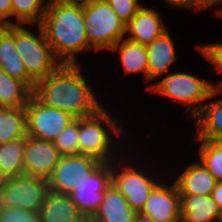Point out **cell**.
Instances as JSON below:
<instances>
[{"mask_svg":"<svg viewBox=\"0 0 222 222\" xmlns=\"http://www.w3.org/2000/svg\"><path fill=\"white\" fill-rule=\"evenodd\" d=\"M82 74L77 64H61L35 82L32 95L45 106L63 110L74 118L93 115L104 106Z\"/></svg>","mask_w":222,"mask_h":222,"instance_id":"obj_1","label":"cell"},{"mask_svg":"<svg viewBox=\"0 0 222 222\" xmlns=\"http://www.w3.org/2000/svg\"><path fill=\"white\" fill-rule=\"evenodd\" d=\"M39 25L62 64H77L79 53L93 49L85 31L83 2L48 0Z\"/></svg>","mask_w":222,"mask_h":222,"instance_id":"obj_2","label":"cell"},{"mask_svg":"<svg viewBox=\"0 0 222 222\" xmlns=\"http://www.w3.org/2000/svg\"><path fill=\"white\" fill-rule=\"evenodd\" d=\"M148 90L180 102L187 113L194 118L201 111L205 101L220 94L222 88L214 87V84L208 80L191 73L175 72L149 85Z\"/></svg>","mask_w":222,"mask_h":222,"instance_id":"obj_3","label":"cell"},{"mask_svg":"<svg viewBox=\"0 0 222 222\" xmlns=\"http://www.w3.org/2000/svg\"><path fill=\"white\" fill-rule=\"evenodd\" d=\"M83 11L86 35L93 50H110L126 37V25L105 0L84 1Z\"/></svg>","mask_w":222,"mask_h":222,"instance_id":"obj_4","label":"cell"},{"mask_svg":"<svg viewBox=\"0 0 222 222\" xmlns=\"http://www.w3.org/2000/svg\"><path fill=\"white\" fill-rule=\"evenodd\" d=\"M23 26L14 25L15 47L27 74L37 82L53 73L62 63L55 57L39 24L36 25L39 32L36 35Z\"/></svg>","mask_w":222,"mask_h":222,"instance_id":"obj_5","label":"cell"},{"mask_svg":"<svg viewBox=\"0 0 222 222\" xmlns=\"http://www.w3.org/2000/svg\"><path fill=\"white\" fill-rule=\"evenodd\" d=\"M117 125L105 107L93 115L79 118V154L93 156L101 162H114L113 158L117 157L110 156L115 142L109 132L118 137L121 131Z\"/></svg>","mask_w":222,"mask_h":222,"instance_id":"obj_6","label":"cell"},{"mask_svg":"<svg viewBox=\"0 0 222 222\" xmlns=\"http://www.w3.org/2000/svg\"><path fill=\"white\" fill-rule=\"evenodd\" d=\"M49 187L47 179L22 174L0 181V206L39 211Z\"/></svg>","mask_w":222,"mask_h":222,"instance_id":"obj_7","label":"cell"},{"mask_svg":"<svg viewBox=\"0 0 222 222\" xmlns=\"http://www.w3.org/2000/svg\"><path fill=\"white\" fill-rule=\"evenodd\" d=\"M26 135L46 141H54L75 118L58 108L45 106L33 95L24 107Z\"/></svg>","mask_w":222,"mask_h":222,"instance_id":"obj_8","label":"cell"},{"mask_svg":"<svg viewBox=\"0 0 222 222\" xmlns=\"http://www.w3.org/2000/svg\"><path fill=\"white\" fill-rule=\"evenodd\" d=\"M118 162L120 164H115ZM118 162H112V184L126 198L129 206L136 212H140L160 180L154 179L146 174L147 172L143 173L132 163L126 165L123 161ZM120 165H123L122 168Z\"/></svg>","mask_w":222,"mask_h":222,"instance_id":"obj_9","label":"cell"},{"mask_svg":"<svg viewBox=\"0 0 222 222\" xmlns=\"http://www.w3.org/2000/svg\"><path fill=\"white\" fill-rule=\"evenodd\" d=\"M102 162L89 155L61 156L52 174L47 178L49 191L69 195Z\"/></svg>","mask_w":222,"mask_h":222,"instance_id":"obj_10","label":"cell"},{"mask_svg":"<svg viewBox=\"0 0 222 222\" xmlns=\"http://www.w3.org/2000/svg\"><path fill=\"white\" fill-rule=\"evenodd\" d=\"M112 184V162H102L69 194L78 211L87 221L103 202L106 189Z\"/></svg>","mask_w":222,"mask_h":222,"instance_id":"obj_11","label":"cell"},{"mask_svg":"<svg viewBox=\"0 0 222 222\" xmlns=\"http://www.w3.org/2000/svg\"><path fill=\"white\" fill-rule=\"evenodd\" d=\"M61 156L52 141L26 136L23 154L24 174L47 179Z\"/></svg>","mask_w":222,"mask_h":222,"instance_id":"obj_12","label":"cell"},{"mask_svg":"<svg viewBox=\"0 0 222 222\" xmlns=\"http://www.w3.org/2000/svg\"><path fill=\"white\" fill-rule=\"evenodd\" d=\"M170 185V186H169ZM159 183L150 193L141 213L155 222H180V195L175 182Z\"/></svg>","mask_w":222,"mask_h":222,"instance_id":"obj_13","label":"cell"},{"mask_svg":"<svg viewBox=\"0 0 222 222\" xmlns=\"http://www.w3.org/2000/svg\"><path fill=\"white\" fill-rule=\"evenodd\" d=\"M168 29L160 14L155 9L142 6L135 16L126 24V32L130 41L147 45L162 36Z\"/></svg>","mask_w":222,"mask_h":222,"instance_id":"obj_14","label":"cell"},{"mask_svg":"<svg viewBox=\"0 0 222 222\" xmlns=\"http://www.w3.org/2000/svg\"><path fill=\"white\" fill-rule=\"evenodd\" d=\"M0 68L33 91L35 81L27 74L15 47L14 25L5 26L0 32Z\"/></svg>","mask_w":222,"mask_h":222,"instance_id":"obj_15","label":"cell"},{"mask_svg":"<svg viewBox=\"0 0 222 222\" xmlns=\"http://www.w3.org/2000/svg\"><path fill=\"white\" fill-rule=\"evenodd\" d=\"M179 195L181 222H222V213L211 195Z\"/></svg>","mask_w":222,"mask_h":222,"instance_id":"obj_16","label":"cell"},{"mask_svg":"<svg viewBox=\"0 0 222 222\" xmlns=\"http://www.w3.org/2000/svg\"><path fill=\"white\" fill-rule=\"evenodd\" d=\"M39 222H88L69 195L49 191L39 209Z\"/></svg>","mask_w":222,"mask_h":222,"instance_id":"obj_17","label":"cell"},{"mask_svg":"<svg viewBox=\"0 0 222 222\" xmlns=\"http://www.w3.org/2000/svg\"><path fill=\"white\" fill-rule=\"evenodd\" d=\"M146 46L148 53V82L163 77L177 55L169 30Z\"/></svg>","mask_w":222,"mask_h":222,"instance_id":"obj_18","label":"cell"},{"mask_svg":"<svg viewBox=\"0 0 222 222\" xmlns=\"http://www.w3.org/2000/svg\"><path fill=\"white\" fill-rule=\"evenodd\" d=\"M136 211L126 198L111 184L105 191L103 202L88 222H134Z\"/></svg>","mask_w":222,"mask_h":222,"instance_id":"obj_19","label":"cell"},{"mask_svg":"<svg viewBox=\"0 0 222 222\" xmlns=\"http://www.w3.org/2000/svg\"><path fill=\"white\" fill-rule=\"evenodd\" d=\"M174 182L179 194L209 196L217 180L199 160V162L190 163Z\"/></svg>","mask_w":222,"mask_h":222,"instance_id":"obj_20","label":"cell"},{"mask_svg":"<svg viewBox=\"0 0 222 222\" xmlns=\"http://www.w3.org/2000/svg\"><path fill=\"white\" fill-rule=\"evenodd\" d=\"M193 120L197 124L195 139L222 142V98L205 102Z\"/></svg>","mask_w":222,"mask_h":222,"instance_id":"obj_21","label":"cell"},{"mask_svg":"<svg viewBox=\"0 0 222 222\" xmlns=\"http://www.w3.org/2000/svg\"><path fill=\"white\" fill-rule=\"evenodd\" d=\"M110 50L120 52L123 72L131 75L143 71L145 81L148 82V53L145 45L124 38Z\"/></svg>","mask_w":222,"mask_h":222,"instance_id":"obj_22","label":"cell"},{"mask_svg":"<svg viewBox=\"0 0 222 222\" xmlns=\"http://www.w3.org/2000/svg\"><path fill=\"white\" fill-rule=\"evenodd\" d=\"M25 138L0 145V181L24 174L23 154Z\"/></svg>","mask_w":222,"mask_h":222,"instance_id":"obj_23","label":"cell"},{"mask_svg":"<svg viewBox=\"0 0 222 222\" xmlns=\"http://www.w3.org/2000/svg\"><path fill=\"white\" fill-rule=\"evenodd\" d=\"M26 136L24 107L0 106V145Z\"/></svg>","mask_w":222,"mask_h":222,"instance_id":"obj_24","label":"cell"},{"mask_svg":"<svg viewBox=\"0 0 222 222\" xmlns=\"http://www.w3.org/2000/svg\"><path fill=\"white\" fill-rule=\"evenodd\" d=\"M31 95L32 91L22 81L0 68V106L25 107Z\"/></svg>","mask_w":222,"mask_h":222,"instance_id":"obj_25","label":"cell"},{"mask_svg":"<svg viewBox=\"0 0 222 222\" xmlns=\"http://www.w3.org/2000/svg\"><path fill=\"white\" fill-rule=\"evenodd\" d=\"M15 25L40 24L47 9L46 0H11ZM45 2V4H44Z\"/></svg>","mask_w":222,"mask_h":222,"instance_id":"obj_26","label":"cell"},{"mask_svg":"<svg viewBox=\"0 0 222 222\" xmlns=\"http://www.w3.org/2000/svg\"><path fill=\"white\" fill-rule=\"evenodd\" d=\"M194 140L201 142L199 149L201 163L217 182H222V142L201 139Z\"/></svg>","mask_w":222,"mask_h":222,"instance_id":"obj_27","label":"cell"},{"mask_svg":"<svg viewBox=\"0 0 222 222\" xmlns=\"http://www.w3.org/2000/svg\"><path fill=\"white\" fill-rule=\"evenodd\" d=\"M79 118H75L53 141L59 153L64 155L79 154Z\"/></svg>","mask_w":222,"mask_h":222,"instance_id":"obj_28","label":"cell"},{"mask_svg":"<svg viewBox=\"0 0 222 222\" xmlns=\"http://www.w3.org/2000/svg\"><path fill=\"white\" fill-rule=\"evenodd\" d=\"M0 222H39V211L0 206Z\"/></svg>","mask_w":222,"mask_h":222,"instance_id":"obj_29","label":"cell"},{"mask_svg":"<svg viewBox=\"0 0 222 222\" xmlns=\"http://www.w3.org/2000/svg\"><path fill=\"white\" fill-rule=\"evenodd\" d=\"M126 25L143 6L139 0H105Z\"/></svg>","mask_w":222,"mask_h":222,"instance_id":"obj_30","label":"cell"},{"mask_svg":"<svg viewBox=\"0 0 222 222\" xmlns=\"http://www.w3.org/2000/svg\"><path fill=\"white\" fill-rule=\"evenodd\" d=\"M202 53L205 60L209 61L220 73L222 72V42L221 43H207L197 47ZM214 87L222 88V81Z\"/></svg>","mask_w":222,"mask_h":222,"instance_id":"obj_31","label":"cell"},{"mask_svg":"<svg viewBox=\"0 0 222 222\" xmlns=\"http://www.w3.org/2000/svg\"><path fill=\"white\" fill-rule=\"evenodd\" d=\"M10 17H12V1L0 0V21L6 26L15 25V21H11Z\"/></svg>","mask_w":222,"mask_h":222,"instance_id":"obj_32","label":"cell"},{"mask_svg":"<svg viewBox=\"0 0 222 222\" xmlns=\"http://www.w3.org/2000/svg\"><path fill=\"white\" fill-rule=\"evenodd\" d=\"M167 4H169L172 8L178 7L183 9H198L194 3L193 0H165Z\"/></svg>","mask_w":222,"mask_h":222,"instance_id":"obj_33","label":"cell"},{"mask_svg":"<svg viewBox=\"0 0 222 222\" xmlns=\"http://www.w3.org/2000/svg\"><path fill=\"white\" fill-rule=\"evenodd\" d=\"M194 5L198 10L209 9L213 6H219L222 4V0H193Z\"/></svg>","mask_w":222,"mask_h":222,"instance_id":"obj_34","label":"cell"},{"mask_svg":"<svg viewBox=\"0 0 222 222\" xmlns=\"http://www.w3.org/2000/svg\"><path fill=\"white\" fill-rule=\"evenodd\" d=\"M211 197L214 199L215 203L218 206V209L222 213V182H217L214 187Z\"/></svg>","mask_w":222,"mask_h":222,"instance_id":"obj_35","label":"cell"},{"mask_svg":"<svg viewBox=\"0 0 222 222\" xmlns=\"http://www.w3.org/2000/svg\"><path fill=\"white\" fill-rule=\"evenodd\" d=\"M134 222H155L150 216L136 212Z\"/></svg>","mask_w":222,"mask_h":222,"instance_id":"obj_36","label":"cell"},{"mask_svg":"<svg viewBox=\"0 0 222 222\" xmlns=\"http://www.w3.org/2000/svg\"><path fill=\"white\" fill-rule=\"evenodd\" d=\"M59 1L84 2V1H88V0H59Z\"/></svg>","mask_w":222,"mask_h":222,"instance_id":"obj_37","label":"cell"},{"mask_svg":"<svg viewBox=\"0 0 222 222\" xmlns=\"http://www.w3.org/2000/svg\"><path fill=\"white\" fill-rule=\"evenodd\" d=\"M6 25H4L1 21H0V32L4 29Z\"/></svg>","mask_w":222,"mask_h":222,"instance_id":"obj_38","label":"cell"},{"mask_svg":"<svg viewBox=\"0 0 222 222\" xmlns=\"http://www.w3.org/2000/svg\"><path fill=\"white\" fill-rule=\"evenodd\" d=\"M222 7V6H221ZM217 14H219L222 17V8L219 9V11L217 12Z\"/></svg>","mask_w":222,"mask_h":222,"instance_id":"obj_39","label":"cell"}]
</instances>
